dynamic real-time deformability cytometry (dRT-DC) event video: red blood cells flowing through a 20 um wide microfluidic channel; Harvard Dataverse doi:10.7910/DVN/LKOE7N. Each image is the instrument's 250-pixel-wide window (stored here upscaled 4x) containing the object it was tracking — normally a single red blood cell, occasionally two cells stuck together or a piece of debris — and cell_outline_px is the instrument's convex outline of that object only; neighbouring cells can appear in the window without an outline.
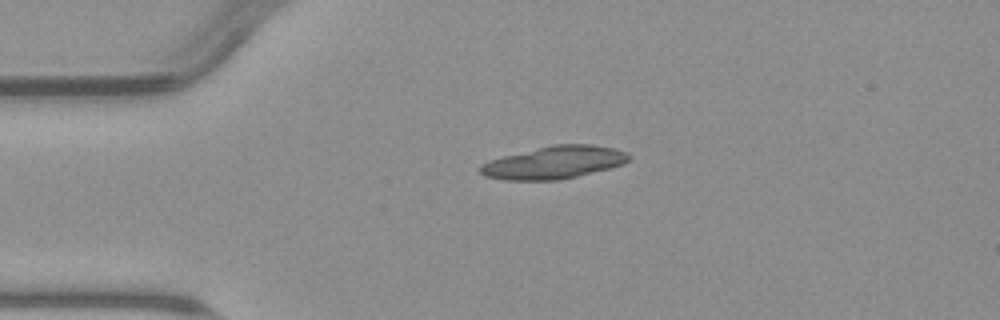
{"species": "common noctule bat (a hibernating species)", "species_latin": "Nyctalus noctula", "temperature_condition": "warm", "stored_images_in_passage": 2, "camera_frame_rate_fps": 3000, "um_per_image_px": 0.085, "animal": {"sex": "male", "body_mass_g": 23.1, "forearm_length_mm": 52.7}, "frame": {"image": 1, "passage_image": 1, "time_ms": 0.0, "image_size_px": [1000, 320], "cell_outline_px": [[632, 156], [624, 164], [612, 168], [560, 180], [504, 180], [484, 176], [480, 172], [480, 164], [488, 160], [552, 144], [592, 144], [612, 148], [624, 152]], "centroid_in_image_um": [47.09, 13.81], "position_along_channel_um": 37.9, "area_um2": 28.32}}